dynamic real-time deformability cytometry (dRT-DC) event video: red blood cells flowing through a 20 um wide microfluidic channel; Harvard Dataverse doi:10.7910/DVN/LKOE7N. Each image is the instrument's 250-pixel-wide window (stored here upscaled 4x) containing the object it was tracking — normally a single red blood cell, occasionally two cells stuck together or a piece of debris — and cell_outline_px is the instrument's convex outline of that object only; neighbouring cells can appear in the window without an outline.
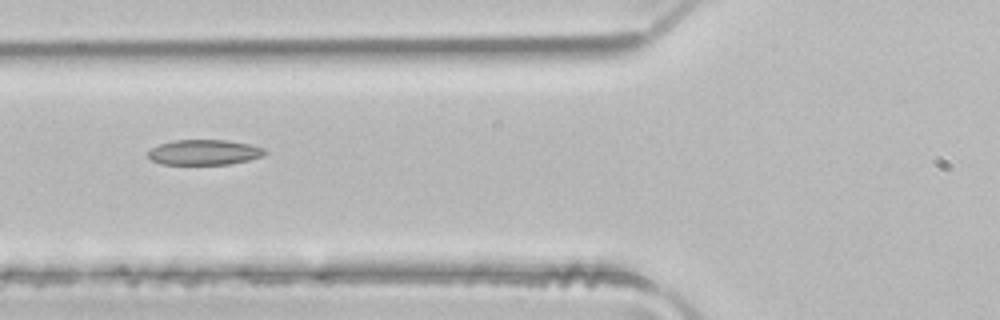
{"species": "common noctule bat (a hibernating species)", "species_latin": "Nyctalus noctula", "temperature_condition": "room temperature", "stored_images_in_passage": 3, "camera_frame_rate_fps": 3000, "um_per_image_px": 0.085, "animal": {"sex": "male", "body_mass_g": 21.5, "forearm_length_mm": 52.0}, "frame": {"image": 1, "passage_image": 3, "time_ms": 0.667, "image_size_px": [1000, 320], "cell_outline_px": [[268, 152], [264, 156], [248, 160], [228, 164], [164, 164], [152, 160], [148, 156], [148, 152], [152, 148], [160, 144], [172, 140], [228, 140], [252, 144], [264, 148]], "centroid_in_image_um": [17.41, 12.93], "position_along_channel_um": 108.4, "area_um2": 17.22}}